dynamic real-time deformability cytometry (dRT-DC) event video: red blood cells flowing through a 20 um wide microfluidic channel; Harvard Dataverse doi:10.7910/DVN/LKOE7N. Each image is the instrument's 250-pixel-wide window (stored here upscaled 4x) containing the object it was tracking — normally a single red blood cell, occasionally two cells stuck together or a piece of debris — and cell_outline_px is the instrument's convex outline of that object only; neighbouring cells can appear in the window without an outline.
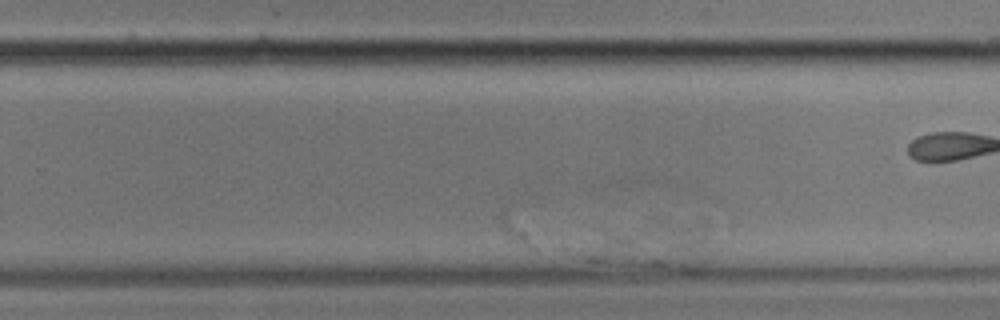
{"species": "common noctule bat (a hibernating species)", "species_latin": "Nyctalus noctula", "temperature_condition": "cold", "stored_images_in_passage": 43, "camera_frame_rate_fps": 3000, "um_per_image_px": 0.085, "animal": {"sex": "male", "body_mass_g": 17.9}, "frame": {"image": 1, "passage_image": 30, "time_ms": 9.667, "image_size_px": [1000, 320], "cell_outline_px": [[668, 264], [592, 264], [584, 260], [580, 256], [580, 252], [604, 232], [608, 232], [620, 236], [628, 240], [664, 260]], "centroid_in_image_um": [52.49, 21.42], "position_along_channel_um": 277.3, "area_um2": 12.25}}